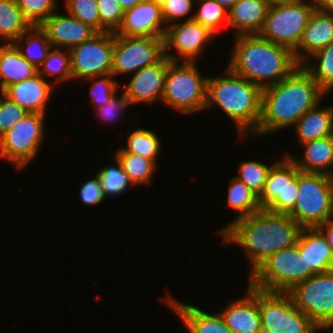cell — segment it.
I'll return each mask as SVG.
<instances>
[{"label":"cell","instance_id":"cell-42","mask_svg":"<svg viewBox=\"0 0 333 333\" xmlns=\"http://www.w3.org/2000/svg\"><path fill=\"white\" fill-rule=\"evenodd\" d=\"M29 112L18 104L2 96L0 100V137L24 118Z\"/></svg>","mask_w":333,"mask_h":333},{"label":"cell","instance_id":"cell-49","mask_svg":"<svg viewBox=\"0 0 333 333\" xmlns=\"http://www.w3.org/2000/svg\"><path fill=\"white\" fill-rule=\"evenodd\" d=\"M219 3L222 7H224L227 11H229L238 0H214Z\"/></svg>","mask_w":333,"mask_h":333},{"label":"cell","instance_id":"cell-1","mask_svg":"<svg viewBox=\"0 0 333 333\" xmlns=\"http://www.w3.org/2000/svg\"><path fill=\"white\" fill-rule=\"evenodd\" d=\"M302 227L288 214L261 209L232 222L221 234L226 244L245 250L249 276L272 254L296 244Z\"/></svg>","mask_w":333,"mask_h":333},{"label":"cell","instance_id":"cell-13","mask_svg":"<svg viewBox=\"0 0 333 333\" xmlns=\"http://www.w3.org/2000/svg\"><path fill=\"white\" fill-rule=\"evenodd\" d=\"M114 32H98L91 39L69 49L73 79L112 74Z\"/></svg>","mask_w":333,"mask_h":333},{"label":"cell","instance_id":"cell-12","mask_svg":"<svg viewBox=\"0 0 333 333\" xmlns=\"http://www.w3.org/2000/svg\"><path fill=\"white\" fill-rule=\"evenodd\" d=\"M165 57L164 37L118 36L114 33L112 75L136 73Z\"/></svg>","mask_w":333,"mask_h":333},{"label":"cell","instance_id":"cell-2","mask_svg":"<svg viewBox=\"0 0 333 333\" xmlns=\"http://www.w3.org/2000/svg\"><path fill=\"white\" fill-rule=\"evenodd\" d=\"M327 94L302 66H297L281 82L262 90V115L252 136H266L295 123Z\"/></svg>","mask_w":333,"mask_h":333},{"label":"cell","instance_id":"cell-5","mask_svg":"<svg viewBox=\"0 0 333 333\" xmlns=\"http://www.w3.org/2000/svg\"><path fill=\"white\" fill-rule=\"evenodd\" d=\"M297 244L267 258L248 278L253 288L274 293H288L313 276Z\"/></svg>","mask_w":333,"mask_h":333},{"label":"cell","instance_id":"cell-18","mask_svg":"<svg viewBox=\"0 0 333 333\" xmlns=\"http://www.w3.org/2000/svg\"><path fill=\"white\" fill-rule=\"evenodd\" d=\"M52 48L70 49L91 39L98 32L71 14L54 12L41 25Z\"/></svg>","mask_w":333,"mask_h":333},{"label":"cell","instance_id":"cell-14","mask_svg":"<svg viewBox=\"0 0 333 333\" xmlns=\"http://www.w3.org/2000/svg\"><path fill=\"white\" fill-rule=\"evenodd\" d=\"M271 165L259 204L262 209L273 213L288 214L297 200L298 172L289 156Z\"/></svg>","mask_w":333,"mask_h":333},{"label":"cell","instance_id":"cell-27","mask_svg":"<svg viewBox=\"0 0 333 333\" xmlns=\"http://www.w3.org/2000/svg\"><path fill=\"white\" fill-rule=\"evenodd\" d=\"M37 74L38 68L30 64L13 43L0 45V82L4 89Z\"/></svg>","mask_w":333,"mask_h":333},{"label":"cell","instance_id":"cell-19","mask_svg":"<svg viewBox=\"0 0 333 333\" xmlns=\"http://www.w3.org/2000/svg\"><path fill=\"white\" fill-rule=\"evenodd\" d=\"M219 314L233 333H262L259 290L249 284L245 297L233 300Z\"/></svg>","mask_w":333,"mask_h":333},{"label":"cell","instance_id":"cell-36","mask_svg":"<svg viewBox=\"0 0 333 333\" xmlns=\"http://www.w3.org/2000/svg\"><path fill=\"white\" fill-rule=\"evenodd\" d=\"M198 11L193 19L206 27L214 35L220 30L222 24L228 25V11L214 0H198Z\"/></svg>","mask_w":333,"mask_h":333},{"label":"cell","instance_id":"cell-3","mask_svg":"<svg viewBox=\"0 0 333 333\" xmlns=\"http://www.w3.org/2000/svg\"><path fill=\"white\" fill-rule=\"evenodd\" d=\"M228 68L262 89L281 82L299 64L293 52L259 35L235 36Z\"/></svg>","mask_w":333,"mask_h":333},{"label":"cell","instance_id":"cell-24","mask_svg":"<svg viewBox=\"0 0 333 333\" xmlns=\"http://www.w3.org/2000/svg\"><path fill=\"white\" fill-rule=\"evenodd\" d=\"M268 8L269 5L264 0H238L228 11V26L235 29L236 36L258 35Z\"/></svg>","mask_w":333,"mask_h":333},{"label":"cell","instance_id":"cell-32","mask_svg":"<svg viewBox=\"0 0 333 333\" xmlns=\"http://www.w3.org/2000/svg\"><path fill=\"white\" fill-rule=\"evenodd\" d=\"M312 58L318 62L315 61L314 64L305 62L302 66L328 94V92L333 90V42L314 53Z\"/></svg>","mask_w":333,"mask_h":333},{"label":"cell","instance_id":"cell-38","mask_svg":"<svg viewBox=\"0 0 333 333\" xmlns=\"http://www.w3.org/2000/svg\"><path fill=\"white\" fill-rule=\"evenodd\" d=\"M25 19L31 26H40L56 10V0H16Z\"/></svg>","mask_w":333,"mask_h":333},{"label":"cell","instance_id":"cell-20","mask_svg":"<svg viewBox=\"0 0 333 333\" xmlns=\"http://www.w3.org/2000/svg\"><path fill=\"white\" fill-rule=\"evenodd\" d=\"M331 42H333V14L315 9L302 33L298 47L293 52L297 63L304 64L307 57H311Z\"/></svg>","mask_w":333,"mask_h":333},{"label":"cell","instance_id":"cell-29","mask_svg":"<svg viewBox=\"0 0 333 333\" xmlns=\"http://www.w3.org/2000/svg\"><path fill=\"white\" fill-rule=\"evenodd\" d=\"M30 27L16 0H0V38L4 44L13 43Z\"/></svg>","mask_w":333,"mask_h":333},{"label":"cell","instance_id":"cell-34","mask_svg":"<svg viewBox=\"0 0 333 333\" xmlns=\"http://www.w3.org/2000/svg\"><path fill=\"white\" fill-rule=\"evenodd\" d=\"M127 134L129 135L127 147H122V149L125 152L151 159L157 164V156L161 149V142L158 136L148 129L129 130Z\"/></svg>","mask_w":333,"mask_h":333},{"label":"cell","instance_id":"cell-28","mask_svg":"<svg viewBox=\"0 0 333 333\" xmlns=\"http://www.w3.org/2000/svg\"><path fill=\"white\" fill-rule=\"evenodd\" d=\"M229 183L227 202L225 204L227 208L235 210L238 216L223 229L219 230L218 234H221L235 220L247 217L262 209L258 195L243 181L232 177Z\"/></svg>","mask_w":333,"mask_h":333},{"label":"cell","instance_id":"cell-52","mask_svg":"<svg viewBox=\"0 0 333 333\" xmlns=\"http://www.w3.org/2000/svg\"><path fill=\"white\" fill-rule=\"evenodd\" d=\"M0 94H4V87L2 86L1 82H0Z\"/></svg>","mask_w":333,"mask_h":333},{"label":"cell","instance_id":"cell-25","mask_svg":"<svg viewBox=\"0 0 333 333\" xmlns=\"http://www.w3.org/2000/svg\"><path fill=\"white\" fill-rule=\"evenodd\" d=\"M304 156L301 159L289 156L301 172L321 173L333 177V135L301 144Z\"/></svg>","mask_w":333,"mask_h":333},{"label":"cell","instance_id":"cell-7","mask_svg":"<svg viewBox=\"0 0 333 333\" xmlns=\"http://www.w3.org/2000/svg\"><path fill=\"white\" fill-rule=\"evenodd\" d=\"M179 63L169 59L161 102L183 114L205 110L208 77L199 73L196 62Z\"/></svg>","mask_w":333,"mask_h":333},{"label":"cell","instance_id":"cell-35","mask_svg":"<svg viewBox=\"0 0 333 333\" xmlns=\"http://www.w3.org/2000/svg\"><path fill=\"white\" fill-rule=\"evenodd\" d=\"M115 160L116 165L104 166L97 172L106 198L122 195L130 185L133 186L120 162Z\"/></svg>","mask_w":333,"mask_h":333},{"label":"cell","instance_id":"cell-23","mask_svg":"<svg viewBox=\"0 0 333 333\" xmlns=\"http://www.w3.org/2000/svg\"><path fill=\"white\" fill-rule=\"evenodd\" d=\"M168 296L165 301L182 320L189 333H233L219 313L209 314L200 307L185 304Z\"/></svg>","mask_w":333,"mask_h":333},{"label":"cell","instance_id":"cell-51","mask_svg":"<svg viewBox=\"0 0 333 333\" xmlns=\"http://www.w3.org/2000/svg\"><path fill=\"white\" fill-rule=\"evenodd\" d=\"M152 1L156 2L159 5H162L167 0H152Z\"/></svg>","mask_w":333,"mask_h":333},{"label":"cell","instance_id":"cell-15","mask_svg":"<svg viewBox=\"0 0 333 333\" xmlns=\"http://www.w3.org/2000/svg\"><path fill=\"white\" fill-rule=\"evenodd\" d=\"M193 17L194 15L187 17L184 22H175L167 26L164 35L165 56L171 61L195 62L201 54L203 55L204 46L213 41L214 34ZM171 49H175L177 53H170Z\"/></svg>","mask_w":333,"mask_h":333},{"label":"cell","instance_id":"cell-10","mask_svg":"<svg viewBox=\"0 0 333 333\" xmlns=\"http://www.w3.org/2000/svg\"><path fill=\"white\" fill-rule=\"evenodd\" d=\"M45 117L46 115L41 113H28L2 135L0 158L14 163L18 170L33 162L44 139Z\"/></svg>","mask_w":333,"mask_h":333},{"label":"cell","instance_id":"cell-6","mask_svg":"<svg viewBox=\"0 0 333 333\" xmlns=\"http://www.w3.org/2000/svg\"><path fill=\"white\" fill-rule=\"evenodd\" d=\"M294 208L288 213L302 228H315L333 217V177L298 172Z\"/></svg>","mask_w":333,"mask_h":333},{"label":"cell","instance_id":"cell-45","mask_svg":"<svg viewBox=\"0 0 333 333\" xmlns=\"http://www.w3.org/2000/svg\"><path fill=\"white\" fill-rule=\"evenodd\" d=\"M79 195L85 206H95L106 199L97 173L94 178L88 180L81 186Z\"/></svg>","mask_w":333,"mask_h":333},{"label":"cell","instance_id":"cell-22","mask_svg":"<svg viewBox=\"0 0 333 333\" xmlns=\"http://www.w3.org/2000/svg\"><path fill=\"white\" fill-rule=\"evenodd\" d=\"M306 262V268L314 274L333 270V251L323 233L317 228H302L296 242Z\"/></svg>","mask_w":333,"mask_h":333},{"label":"cell","instance_id":"cell-40","mask_svg":"<svg viewBox=\"0 0 333 333\" xmlns=\"http://www.w3.org/2000/svg\"><path fill=\"white\" fill-rule=\"evenodd\" d=\"M114 77L112 74L91 77L88 80L91 81L90 86V95H91V103L95 108L107 104L115 95H117V90L119 87V83L112 80Z\"/></svg>","mask_w":333,"mask_h":333},{"label":"cell","instance_id":"cell-43","mask_svg":"<svg viewBox=\"0 0 333 333\" xmlns=\"http://www.w3.org/2000/svg\"><path fill=\"white\" fill-rule=\"evenodd\" d=\"M194 0H167L161 5L162 16L166 26L179 22L193 12Z\"/></svg>","mask_w":333,"mask_h":333},{"label":"cell","instance_id":"cell-21","mask_svg":"<svg viewBox=\"0 0 333 333\" xmlns=\"http://www.w3.org/2000/svg\"><path fill=\"white\" fill-rule=\"evenodd\" d=\"M52 84L37 74L33 78L7 86L4 89V96L29 113L46 114L50 95L53 92Z\"/></svg>","mask_w":333,"mask_h":333},{"label":"cell","instance_id":"cell-17","mask_svg":"<svg viewBox=\"0 0 333 333\" xmlns=\"http://www.w3.org/2000/svg\"><path fill=\"white\" fill-rule=\"evenodd\" d=\"M168 65L169 58L165 56L157 64L144 67L131 76L127 86L123 87L131 105L162 101Z\"/></svg>","mask_w":333,"mask_h":333},{"label":"cell","instance_id":"cell-48","mask_svg":"<svg viewBox=\"0 0 333 333\" xmlns=\"http://www.w3.org/2000/svg\"><path fill=\"white\" fill-rule=\"evenodd\" d=\"M124 11L131 9L138 3L145 0H117Z\"/></svg>","mask_w":333,"mask_h":333},{"label":"cell","instance_id":"cell-50","mask_svg":"<svg viewBox=\"0 0 333 333\" xmlns=\"http://www.w3.org/2000/svg\"><path fill=\"white\" fill-rule=\"evenodd\" d=\"M269 6H273V5H279V4H283V3H287V2H291L294 0H264Z\"/></svg>","mask_w":333,"mask_h":333},{"label":"cell","instance_id":"cell-9","mask_svg":"<svg viewBox=\"0 0 333 333\" xmlns=\"http://www.w3.org/2000/svg\"><path fill=\"white\" fill-rule=\"evenodd\" d=\"M262 333H315L322 330L298 309L288 293L259 290Z\"/></svg>","mask_w":333,"mask_h":333},{"label":"cell","instance_id":"cell-16","mask_svg":"<svg viewBox=\"0 0 333 333\" xmlns=\"http://www.w3.org/2000/svg\"><path fill=\"white\" fill-rule=\"evenodd\" d=\"M166 28L161 5L145 0L124 11L122 24L115 35L164 37Z\"/></svg>","mask_w":333,"mask_h":333},{"label":"cell","instance_id":"cell-31","mask_svg":"<svg viewBox=\"0 0 333 333\" xmlns=\"http://www.w3.org/2000/svg\"><path fill=\"white\" fill-rule=\"evenodd\" d=\"M115 158L120 162L133 185L142 186L152 181L154 172H156L155 169L157 168V164L153 160L144 158L138 154L125 152L122 148H118Z\"/></svg>","mask_w":333,"mask_h":333},{"label":"cell","instance_id":"cell-41","mask_svg":"<svg viewBox=\"0 0 333 333\" xmlns=\"http://www.w3.org/2000/svg\"><path fill=\"white\" fill-rule=\"evenodd\" d=\"M101 19V32H116L121 26L124 10L117 0H96Z\"/></svg>","mask_w":333,"mask_h":333},{"label":"cell","instance_id":"cell-46","mask_svg":"<svg viewBox=\"0 0 333 333\" xmlns=\"http://www.w3.org/2000/svg\"><path fill=\"white\" fill-rule=\"evenodd\" d=\"M325 236L333 251V217L317 227Z\"/></svg>","mask_w":333,"mask_h":333},{"label":"cell","instance_id":"cell-39","mask_svg":"<svg viewBox=\"0 0 333 333\" xmlns=\"http://www.w3.org/2000/svg\"><path fill=\"white\" fill-rule=\"evenodd\" d=\"M66 13L101 32V19L96 0H65Z\"/></svg>","mask_w":333,"mask_h":333},{"label":"cell","instance_id":"cell-33","mask_svg":"<svg viewBox=\"0 0 333 333\" xmlns=\"http://www.w3.org/2000/svg\"><path fill=\"white\" fill-rule=\"evenodd\" d=\"M38 74L45 79L47 76H55L53 85L73 79L71 72L70 52H65L60 48H52L46 59L38 67Z\"/></svg>","mask_w":333,"mask_h":333},{"label":"cell","instance_id":"cell-4","mask_svg":"<svg viewBox=\"0 0 333 333\" xmlns=\"http://www.w3.org/2000/svg\"><path fill=\"white\" fill-rule=\"evenodd\" d=\"M221 77L207 78L206 106L214 104L236 124L240 135L258 130L262 115V88L232 72L228 67Z\"/></svg>","mask_w":333,"mask_h":333},{"label":"cell","instance_id":"cell-26","mask_svg":"<svg viewBox=\"0 0 333 333\" xmlns=\"http://www.w3.org/2000/svg\"><path fill=\"white\" fill-rule=\"evenodd\" d=\"M320 106L318 103L295 123L300 144L333 135V106L321 109Z\"/></svg>","mask_w":333,"mask_h":333},{"label":"cell","instance_id":"cell-8","mask_svg":"<svg viewBox=\"0 0 333 333\" xmlns=\"http://www.w3.org/2000/svg\"><path fill=\"white\" fill-rule=\"evenodd\" d=\"M315 9L314 0H310V3L294 0L269 6L264 25L258 35L294 52Z\"/></svg>","mask_w":333,"mask_h":333},{"label":"cell","instance_id":"cell-44","mask_svg":"<svg viewBox=\"0 0 333 333\" xmlns=\"http://www.w3.org/2000/svg\"><path fill=\"white\" fill-rule=\"evenodd\" d=\"M130 105V101L122 92L119 97L115 95L107 104H103L94 110L97 111L100 120L110 123V121H115L118 117H121L120 115Z\"/></svg>","mask_w":333,"mask_h":333},{"label":"cell","instance_id":"cell-30","mask_svg":"<svg viewBox=\"0 0 333 333\" xmlns=\"http://www.w3.org/2000/svg\"><path fill=\"white\" fill-rule=\"evenodd\" d=\"M23 40L26 42L22 43ZM13 44L20 51L21 55L36 68L46 59L52 48L46 33L40 26H31L20 38L16 39ZM24 44L27 46H24Z\"/></svg>","mask_w":333,"mask_h":333},{"label":"cell","instance_id":"cell-37","mask_svg":"<svg viewBox=\"0 0 333 333\" xmlns=\"http://www.w3.org/2000/svg\"><path fill=\"white\" fill-rule=\"evenodd\" d=\"M270 168V165L258 160H245L240 162L237 170L238 175L235 177L243 181L259 196L263 191Z\"/></svg>","mask_w":333,"mask_h":333},{"label":"cell","instance_id":"cell-11","mask_svg":"<svg viewBox=\"0 0 333 333\" xmlns=\"http://www.w3.org/2000/svg\"><path fill=\"white\" fill-rule=\"evenodd\" d=\"M288 294L295 306L322 330L333 327V270L314 274Z\"/></svg>","mask_w":333,"mask_h":333},{"label":"cell","instance_id":"cell-47","mask_svg":"<svg viewBox=\"0 0 333 333\" xmlns=\"http://www.w3.org/2000/svg\"><path fill=\"white\" fill-rule=\"evenodd\" d=\"M316 9L333 14V0H314Z\"/></svg>","mask_w":333,"mask_h":333}]
</instances>
